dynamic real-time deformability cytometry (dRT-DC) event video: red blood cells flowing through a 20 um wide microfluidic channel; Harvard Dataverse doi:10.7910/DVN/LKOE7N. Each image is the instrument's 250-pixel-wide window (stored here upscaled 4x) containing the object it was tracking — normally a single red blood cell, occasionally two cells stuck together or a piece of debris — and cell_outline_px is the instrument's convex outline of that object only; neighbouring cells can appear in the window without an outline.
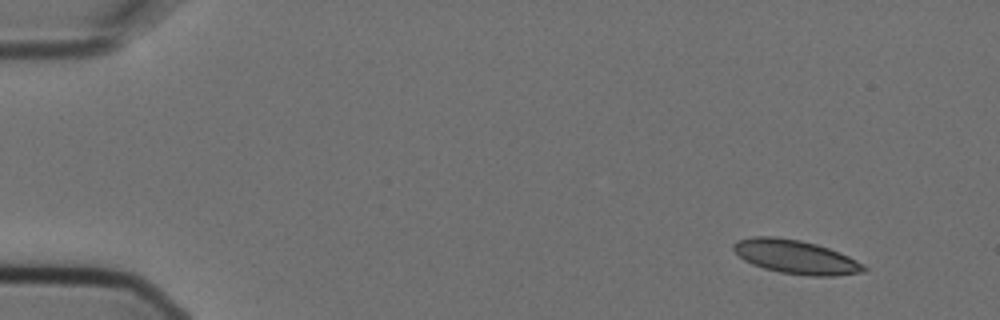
{"species": "Egyptian fruit bat (a non-hibernating species)", "species_latin": "Rousettus aegyptiacus", "temperature_condition": "cold", "stored_images_in_passage": 6, "camera_frame_rate_fps": 3000, "um_per_image_px": 0.085, "animal": {"sex": "female"}, "frame": {"image": 1, "passage_image": 1, "time_ms": 0.0, "image_size_px": [1000, 320], "cell_outline_px": [[868, 268], [864, 272], [832, 276], [812, 276], [780, 272], [764, 268], [752, 264], [744, 260], [732, 248], [732, 244], [736, 240], [752, 236], [776, 236], [800, 240], [816, 244], [828, 248], [848, 256], [864, 264]], "centroid_in_image_um": [67.62, 21.83], "position_along_channel_um": 17.4, "area_um2": 25.66}}
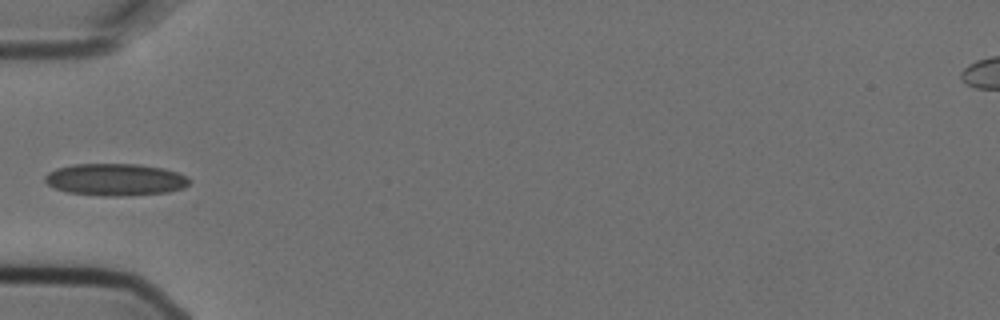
{"frame": {"image": 2, "passage_image": 5, "time_ms": 1.333, "image_size_px": [1000, 320], "cell_outline_px": [[192, 180], [184, 188], [168, 192], [120, 196], [104, 196], [68, 192], [56, 188], [48, 184], [44, 180], [44, 176], [48, 172], [56, 168], [72, 164], [136, 164], [164, 168], [188, 176]], "centroid_in_image_um": [9.82, 15.26], "position_along_channel_um": 75.2, "area_um2": 27.05}}
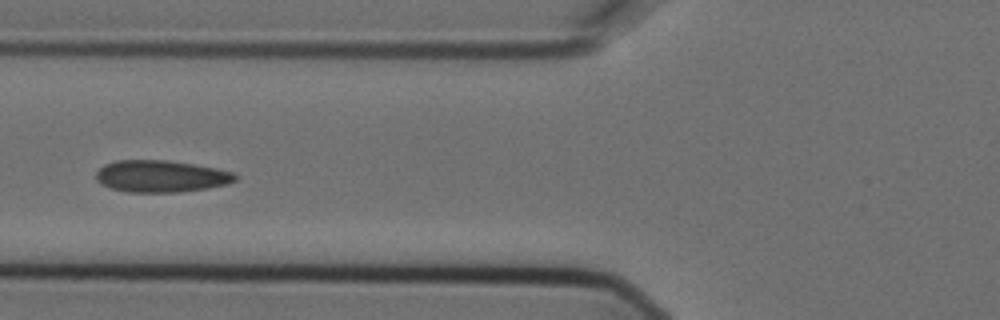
{"frame": {"image": 3, "passage_image": 6, "time_ms": 1.667, "image_size_px": [1000, 320], "cell_outline_px": [[236, 180], [228, 184], [208, 188], [180, 192], [128, 192], [112, 188], [100, 184], [96, 180], [96, 172], [104, 164], [116, 160], [164, 160], [192, 164], [216, 168], [232, 172], [236, 176]], "centroid_in_image_um": [13.66, 14.98], "position_along_channel_um": 112.1, "area_um2": 25.84}}